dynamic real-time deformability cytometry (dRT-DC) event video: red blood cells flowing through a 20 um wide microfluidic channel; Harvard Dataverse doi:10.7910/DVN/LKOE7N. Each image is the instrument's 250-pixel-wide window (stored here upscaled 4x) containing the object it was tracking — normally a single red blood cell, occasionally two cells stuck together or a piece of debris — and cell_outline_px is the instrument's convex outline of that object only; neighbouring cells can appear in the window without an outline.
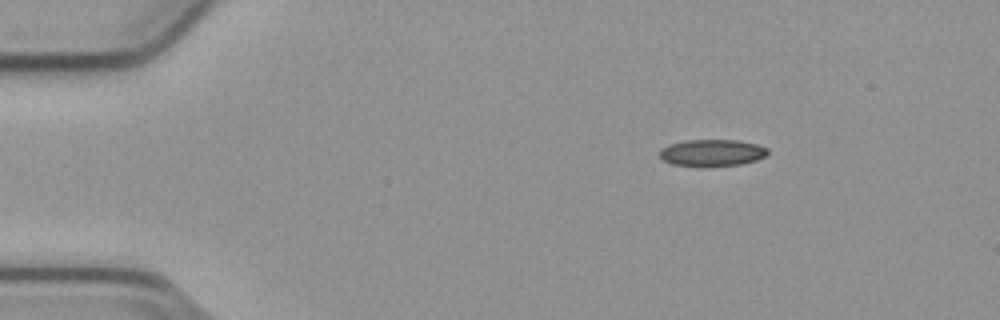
{"species": "common noctule bat (a hibernating species)", "species_latin": "Nyctalus noctula", "temperature_condition": "cold", "stored_images_in_passage": 50, "camera_frame_rate_fps": 3000, "um_per_image_px": 0.085, "animal": {"sex": "male", "body_mass_g": 23.1, "forearm_length_mm": 52.7}, "frame": {"image": 1, "passage_image": 4, "time_ms": 1.0, "image_size_px": [1000, 320], "cell_outline_px": [[768, 152], [764, 156], [756, 160], [740, 164], [672, 164], [664, 160], [660, 156], [660, 148], [668, 144], [688, 140], [740, 140], [756, 144], [768, 148]], "centroid_in_image_um": [60.53, 12.94], "position_along_channel_um": 24.5, "area_um2": 16.18}}
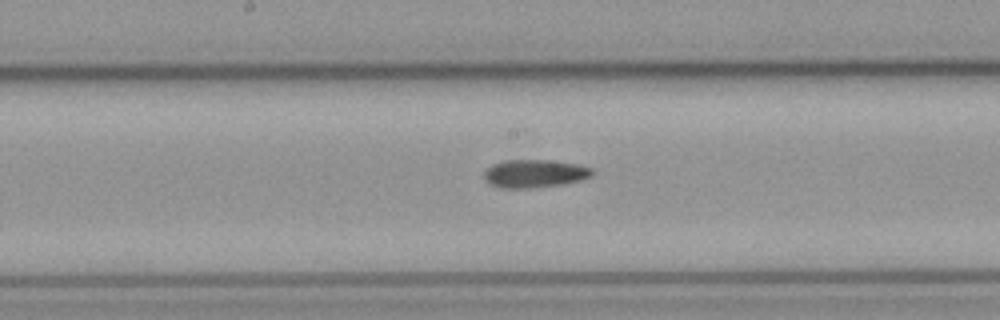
{"frame": {"image": 2, "passage_image": 24, "time_ms": 7.667, "image_size_px": [1000, 320], "cell_outline_px": [[592, 176], [584, 180], [560, 184], [528, 188], [500, 188], [492, 184], [484, 176], [484, 172], [492, 164], [504, 160], [548, 160], [576, 164], [592, 168]], "centroid_in_image_um": [45.46, 14.75], "position_along_channel_um": 202.7, "area_um2": 17.46}}
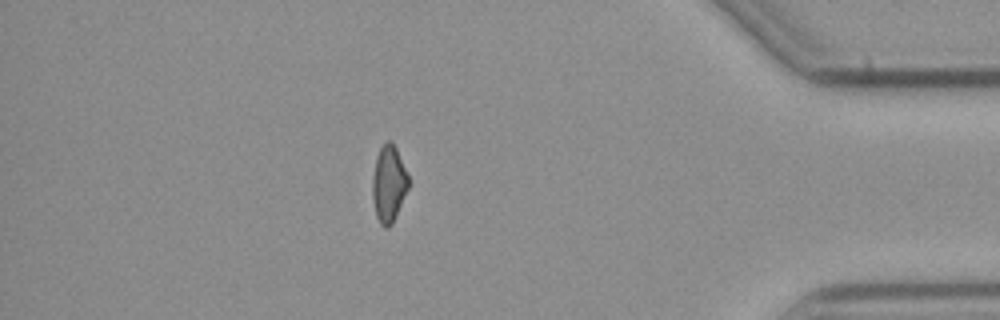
{"frame": {"image": 3, "passage_image": 43, "time_ms": 14.0, "image_size_px": [1000, 320], "cell_outline_px": [[408, 188], [392, 224], [388, 228], [384, 228], [380, 224], [376, 216], [372, 200], [372, 176], [376, 156], [380, 148], [388, 140], [392, 140], [396, 148], [408, 176]], "centroid_in_image_um": [33.01, 15.64], "position_along_channel_um": 402.2, "area_um2": 16.07}, "authors_computed_cell_mechanics": {"area_um2": 17.0221, "velocity_mm_per_s": 3.8032, "shape_relaxation_time_tau1_ms": null, "shape_relaxation_time_tau2_ms": 10.5786, "deformation_change_tau1": null, "deformation_change_tau2": 0.2095}}